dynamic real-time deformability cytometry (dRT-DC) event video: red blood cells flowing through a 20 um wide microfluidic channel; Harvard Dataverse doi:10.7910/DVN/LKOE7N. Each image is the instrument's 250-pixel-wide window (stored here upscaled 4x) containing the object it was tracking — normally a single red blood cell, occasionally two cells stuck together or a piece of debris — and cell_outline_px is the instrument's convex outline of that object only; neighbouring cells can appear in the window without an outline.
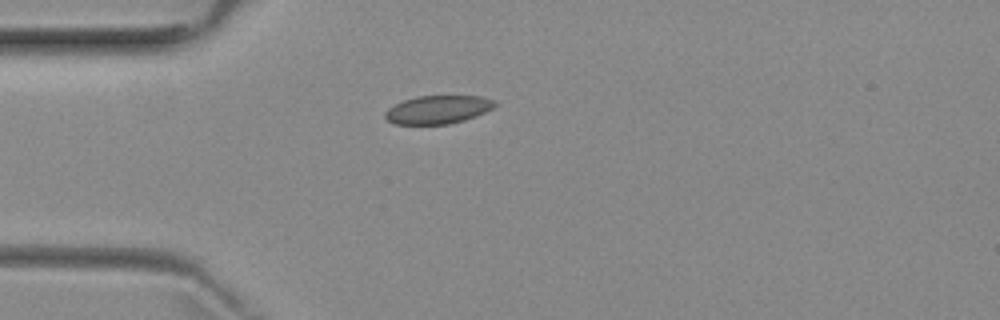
{"species": "common noctule bat (a hibernating species)", "species_latin": "Nyctalus noctula", "temperature_condition": "room temperature", "stored_images_in_passage": 2, "camera_frame_rate_fps": 3000, "um_per_image_px": 0.085, "animal": {"sex": "female", "body_mass_g": 29.2, "forearm_length_mm": 56.3}, "frame": {"image": 1, "passage_image": 1, "time_ms": 0.0, "image_size_px": [1000, 320], "cell_outline_px": [[496, 104], [492, 108], [476, 116], [464, 120], [448, 124], [396, 124], [388, 120], [384, 116], [384, 112], [388, 108], [404, 100], [416, 96], [480, 96], [496, 100]], "centroid_in_image_um": [37.22, 9.31], "position_along_channel_um": 47.8, "area_um2": 17.98}}